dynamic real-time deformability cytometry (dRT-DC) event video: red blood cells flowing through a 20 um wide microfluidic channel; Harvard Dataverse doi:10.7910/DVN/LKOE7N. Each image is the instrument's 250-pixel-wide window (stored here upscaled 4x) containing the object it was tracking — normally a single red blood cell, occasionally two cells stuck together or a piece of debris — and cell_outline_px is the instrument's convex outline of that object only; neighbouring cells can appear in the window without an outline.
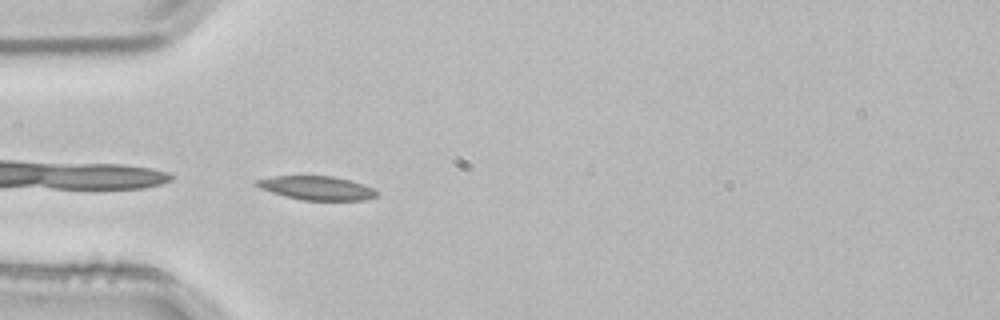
{"species": "common noctule bat (a hibernating species)", "species_latin": "Nyctalus noctula", "temperature_condition": "room temperature", "stored_images_in_passage": 4, "camera_frame_rate_fps": 3000, "um_per_image_px": 0.085, "animal": {"sex": "male", "body_mass_g": 21.5, "forearm_length_mm": 52.0}, "frame": {"image": 1, "passage_image": 4, "time_ms": 1.0, "image_size_px": [1000, 320], "cell_outline_px": [[380, 192], [376, 196], [364, 200], [300, 200], [284, 196], [260, 188], [252, 184], [256, 180], [272, 176], [332, 176], [364, 184], [376, 188]], "centroid_in_image_um": [26.93, 15.98], "position_along_channel_um": 58.1, "area_um2": 16.82}}